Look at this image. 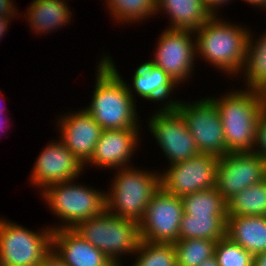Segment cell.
<instances>
[{"instance_id":"1","label":"cell","mask_w":266,"mask_h":266,"mask_svg":"<svg viewBox=\"0 0 266 266\" xmlns=\"http://www.w3.org/2000/svg\"><path fill=\"white\" fill-rule=\"evenodd\" d=\"M98 62L92 100L84 109L104 130L139 129L136 101L129 94L112 57L106 55Z\"/></svg>"},{"instance_id":"2","label":"cell","mask_w":266,"mask_h":266,"mask_svg":"<svg viewBox=\"0 0 266 266\" xmlns=\"http://www.w3.org/2000/svg\"><path fill=\"white\" fill-rule=\"evenodd\" d=\"M211 97L217 104L227 151L252 152L256 143L257 125L266 109V94L245 88Z\"/></svg>"},{"instance_id":"3","label":"cell","mask_w":266,"mask_h":266,"mask_svg":"<svg viewBox=\"0 0 266 266\" xmlns=\"http://www.w3.org/2000/svg\"><path fill=\"white\" fill-rule=\"evenodd\" d=\"M212 15L194 31L196 57L230 76H237L244 64L250 30Z\"/></svg>"},{"instance_id":"4","label":"cell","mask_w":266,"mask_h":266,"mask_svg":"<svg viewBox=\"0 0 266 266\" xmlns=\"http://www.w3.org/2000/svg\"><path fill=\"white\" fill-rule=\"evenodd\" d=\"M132 167L117 169L110 190L105 192L106 210L139 223L147 205L161 187L160 173Z\"/></svg>"},{"instance_id":"5","label":"cell","mask_w":266,"mask_h":266,"mask_svg":"<svg viewBox=\"0 0 266 266\" xmlns=\"http://www.w3.org/2000/svg\"><path fill=\"white\" fill-rule=\"evenodd\" d=\"M74 230L92 246L102 251L115 266H123V254L136 252L141 241L139 223L122 218L106 209L99 215L80 222Z\"/></svg>"},{"instance_id":"6","label":"cell","mask_w":266,"mask_h":266,"mask_svg":"<svg viewBox=\"0 0 266 266\" xmlns=\"http://www.w3.org/2000/svg\"><path fill=\"white\" fill-rule=\"evenodd\" d=\"M74 180L51 184L40 195L52 213L61 219L52 230L74 229L80 222L101 214L106 209L105 192L74 183Z\"/></svg>"},{"instance_id":"7","label":"cell","mask_w":266,"mask_h":266,"mask_svg":"<svg viewBox=\"0 0 266 266\" xmlns=\"http://www.w3.org/2000/svg\"><path fill=\"white\" fill-rule=\"evenodd\" d=\"M29 230L0 218V266H39L52 250L53 230Z\"/></svg>"},{"instance_id":"8","label":"cell","mask_w":266,"mask_h":266,"mask_svg":"<svg viewBox=\"0 0 266 266\" xmlns=\"http://www.w3.org/2000/svg\"><path fill=\"white\" fill-rule=\"evenodd\" d=\"M184 102L178 101L174 107L185 120L199 152L217 157L228 154L217 104L209 96Z\"/></svg>"},{"instance_id":"9","label":"cell","mask_w":266,"mask_h":266,"mask_svg":"<svg viewBox=\"0 0 266 266\" xmlns=\"http://www.w3.org/2000/svg\"><path fill=\"white\" fill-rule=\"evenodd\" d=\"M194 39L192 30L166 28L157 40L154 58L149 61L165 71L178 86L185 84L184 81L191 78L195 69L197 54Z\"/></svg>"},{"instance_id":"10","label":"cell","mask_w":266,"mask_h":266,"mask_svg":"<svg viewBox=\"0 0 266 266\" xmlns=\"http://www.w3.org/2000/svg\"><path fill=\"white\" fill-rule=\"evenodd\" d=\"M219 157L199 153L186 161L169 165L160 173L161 188L172 195L183 197L216 186Z\"/></svg>"},{"instance_id":"11","label":"cell","mask_w":266,"mask_h":266,"mask_svg":"<svg viewBox=\"0 0 266 266\" xmlns=\"http://www.w3.org/2000/svg\"><path fill=\"white\" fill-rule=\"evenodd\" d=\"M156 112L148 119L147 127L170 165L200 153L185 120L175 107L160 108Z\"/></svg>"},{"instance_id":"12","label":"cell","mask_w":266,"mask_h":266,"mask_svg":"<svg viewBox=\"0 0 266 266\" xmlns=\"http://www.w3.org/2000/svg\"><path fill=\"white\" fill-rule=\"evenodd\" d=\"M183 214L181 197L167 193L160 187L139 222L141 240L152 243L177 242Z\"/></svg>"},{"instance_id":"13","label":"cell","mask_w":266,"mask_h":266,"mask_svg":"<svg viewBox=\"0 0 266 266\" xmlns=\"http://www.w3.org/2000/svg\"><path fill=\"white\" fill-rule=\"evenodd\" d=\"M266 179V162L258 153L230 152L219 157L215 188L228 201L246 187Z\"/></svg>"},{"instance_id":"14","label":"cell","mask_w":266,"mask_h":266,"mask_svg":"<svg viewBox=\"0 0 266 266\" xmlns=\"http://www.w3.org/2000/svg\"><path fill=\"white\" fill-rule=\"evenodd\" d=\"M48 143L33 164L29 178L32 186L41 191L51 184L78 179L85 168L60 139Z\"/></svg>"},{"instance_id":"15","label":"cell","mask_w":266,"mask_h":266,"mask_svg":"<svg viewBox=\"0 0 266 266\" xmlns=\"http://www.w3.org/2000/svg\"><path fill=\"white\" fill-rule=\"evenodd\" d=\"M60 140L83 164L92 156L104 130L84 109L59 117Z\"/></svg>"},{"instance_id":"16","label":"cell","mask_w":266,"mask_h":266,"mask_svg":"<svg viewBox=\"0 0 266 266\" xmlns=\"http://www.w3.org/2000/svg\"><path fill=\"white\" fill-rule=\"evenodd\" d=\"M139 135V129L103 130L91 158L84 165L91 163V166L113 170L130 167V159L141 140Z\"/></svg>"},{"instance_id":"17","label":"cell","mask_w":266,"mask_h":266,"mask_svg":"<svg viewBox=\"0 0 266 266\" xmlns=\"http://www.w3.org/2000/svg\"><path fill=\"white\" fill-rule=\"evenodd\" d=\"M125 84L133 100L136 99L134 94H138V97L147 101L162 102L163 106H159L158 109L174 107L179 101L177 99L168 100L178 85L165 71L149 60L138 65L132 76V84L130 85L126 81Z\"/></svg>"},{"instance_id":"18","label":"cell","mask_w":266,"mask_h":266,"mask_svg":"<svg viewBox=\"0 0 266 266\" xmlns=\"http://www.w3.org/2000/svg\"><path fill=\"white\" fill-rule=\"evenodd\" d=\"M52 249L68 266H115L74 229L53 230Z\"/></svg>"},{"instance_id":"19","label":"cell","mask_w":266,"mask_h":266,"mask_svg":"<svg viewBox=\"0 0 266 266\" xmlns=\"http://www.w3.org/2000/svg\"><path fill=\"white\" fill-rule=\"evenodd\" d=\"M226 236L253 256L266 252V216H230Z\"/></svg>"},{"instance_id":"20","label":"cell","mask_w":266,"mask_h":266,"mask_svg":"<svg viewBox=\"0 0 266 266\" xmlns=\"http://www.w3.org/2000/svg\"><path fill=\"white\" fill-rule=\"evenodd\" d=\"M161 11L170 17L167 29L195 31L212 16L203 0H156V13Z\"/></svg>"},{"instance_id":"21","label":"cell","mask_w":266,"mask_h":266,"mask_svg":"<svg viewBox=\"0 0 266 266\" xmlns=\"http://www.w3.org/2000/svg\"><path fill=\"white\" fill-rule=\"evenodd\" d=\"M67 3L66 0H33L26 9L27 14L24 13L25 19L36 35L57 31L71 21L73 13Z\"/></svg>"},{"instance_id":"22","label":"cell","mask_w":266,"mask_h":266,"mask_svg":"<svg viewBox=\"0 0 266 266\" xmlns=\"http://www.w3.org/2000/svg\"><path fill=\"white\" fill-rule=\"evenodd\" d=\"M249 33L247 49L243 67L240 71L244 73L246 88L258 90L266 94V31L259 35V39Z\"/></svg>"},{"instance_id":"23","label":"cell","mask_w":266,"mask_h":266,"mask_svg":"<svg viewBox=\"0 0 266 266\" xmlns=\"http://www.w3.org/2000/svg\"><path fill=\"white\" fill-rule=\"evenodd\" d=\"M227 215L183 214L180 222V239H208L218 241L226 236Z\"/></svg>"},{"instance_id":"24","label":"cell","mask_w":266,"mask_h":266,"mask_svg":"<svg viewBox=\"0 0 266 266\" xmlns=\"http://www.w3.org/2000/svg\"><path fill=\"white\" fill-rule=\"evenodd\" d=\"M227 216H266V179L229 199Z\"/></svg>"},{"instance_id":"25","label":"cell","mask_w":266,"mask_h":266,"mask_svg":"<svg viewBox=\"0 0 266 266\" xmlns=\"http://www.w3.org/2000/svg\"><path fill=\"white\" fill-rule=\"evenodd\" d=\"M181 200L188 215H227V201L215 187L185 195Z\"/></svg>"},{"instance_id":"26","label":"cell","mask_w":266,"mask_h":266,"mask_svg":"<svg viewBox=\"0 0 266 266\" xmlns=\"http://www.w3.org/2000/svg\"><path fill=\"white\" fill-rule=\"evenodd\" d=\"M106 7L116 23H136L156 13V0H106Z\"/></svg>"},{"instance_id":"27","label":"cell","mask_w":266,"mask_h":266,"mask_svg":"<svg viewBox=\"0 0 266 266\" xmlns=\"http://www.w3.org/2000/svg\"><path fill=\"white\" fill-rule=\"evenodd\" d=\"M216 242L208 239H180L173 243L177 266H199L215 255Z\"/></svg>"},{"instance_id":"28","label":"cell","mask_w":266,"mask_h":266,"mask_svg":"<svg viewBox=\"0 0 266 266\" xmlns=\"http://www.w3.org/2000/svg\"><path fill=\"white\" fill-rule=\"evenodd\" d=\"M132 266H177L173 243H152L141 240Z\"/></svg>"},{"instance_id":"29","label":"cell","mask_w":266,"mask_h":266,"mask_svg":"<svg viewBox=\"0 0 266 266\" xmlns=\"http://www.w3.org/2000/svg\"><path fill=\"white\" fill-rule=\"evenodd\" d=\"M215 257L219 266L254 265V256L227 236L216 242Z\"/></svg>"},{"instance_id":"30","label":"cell","mask_w":266,"mask_h":266,"mask_svg":"<svg viewBox=\"0 0 266 266\" xmlns=\"http://www.w3.org/2000/svg\"><path fill=\"white\" fill-rule=\"evenodd\" d=\"M254 152L266 159V109L258 121Z\"/></svg>"},{"instance_id":"31","label":"cell","mask_w":266,"mask_h":266,"mask_svg":"<svg viewBox=\"0 0 266 266\" xmlns=\"http://www.w3.org/2000/svg\"><path fill=\"white\" fill-rule=\"evenodd\" d=\"M13 0H0V17H16L18 15L17 7Z\"/></svg>"},{"instance_id":"32","label":"cell","mask_w":266,"mask_h":266,"mask_svg":"<svg viewBox=\"0 0 266 266\" xmlns=\"http://www.w3.org/2000/svg\"><path fill=\"white\" fill-rule=\"evenodd\" d=\"M39 266H68L52 249Z\"/></svg>"},{"instance_id":"33","label":"cell","mask_w":266,"mask_h":266,"mask_svg":"<svg viewBox=\"0 0 266 266\" xmlns=\"http://www.w3.org/2000/svg\"><path fill=\"white\" fill-rule=\"evenodd\" d=\"M206 8L211 12L212 15H216L219 7L227 4L231 0H203Z\"/></svg>"},{"instance_id":"34","label":"cell","mask_w":266,"mask_h":266,"mask_svg":"<svg viewBox=\"0 0 266 266\" xmlns=\"http://www.w3.org/2000/svg\"><path fill=\"white\" fill-rule=\"evenodd\" d=\"M14 20L12 17H0V39L5 35L8 29L9 22Z\"/></svg>"},{"instance_id":"35","label":"cell","mask_w":266,"mask_h":266,"mask_svg":"<svg viewBox=\"0 0 266 266\" xmlns=\"http://www.w3.org/2000/svg\"><path fill=\"white\" fill-rule=\"evenodd\" d=\"M253 266H266V252H262L254 256Z\"/></svg>"},{"instance_id":"36","label":"cell","mask_w":266,"mask_h":266,"mask_svg":"<svg viewBox=\"0 0 266 266\" xmlns=\"http://www.w3.org/2000/svg\"><path fill=\"white\" fill-rule=\"evenodd\" d=\"M252 6L261 7L263 10H266V0H243ZM264 7V8H263Z\"/></svg>"},{"instance_id":"37","label":"cell","mask_w":266,"mask_h":266,"mask_svg":"<svg viewBox=\"0 0 266 266\" xmlns=\"http://www.w3.org/2000/svg\"><path fill=\"white\" fill-rule=\"evenodd\" d=\"M199 266H219V264H218L217 258L214 255L213 257L206 259Z\"/></svg>"},{"instance_id":"38","label":"cell","mask_w":266,"mask_h":266,"mask_svg":"<svg viewBox=\"0 0 266 266\" xmlns=\"http://www.w3.org/2000/svg\"><path fill=\"white\" fill-rule=\"evenodd\" d=\"M3 117L0 116V131L2 133V130H5V126H8L7 124H5V122H3Z\"/></svg>"},{"instance_id":"39","label":"cell","mask_w":266,"mask_h":266,"mask_svg":"<svg viewBox=\"0 0 266 266\" xmlns=\"http://www.w3.org/2000/svg\"><path fill=\"white\" fill-rule=\"evenodd\" d=\"M1 94V93H0ZM1 101V100H0ZM1 105V104H0ZM5 108H3L2 106H0V116H3V113H6L4 112Z\"/></svg>"}]
</instances>
